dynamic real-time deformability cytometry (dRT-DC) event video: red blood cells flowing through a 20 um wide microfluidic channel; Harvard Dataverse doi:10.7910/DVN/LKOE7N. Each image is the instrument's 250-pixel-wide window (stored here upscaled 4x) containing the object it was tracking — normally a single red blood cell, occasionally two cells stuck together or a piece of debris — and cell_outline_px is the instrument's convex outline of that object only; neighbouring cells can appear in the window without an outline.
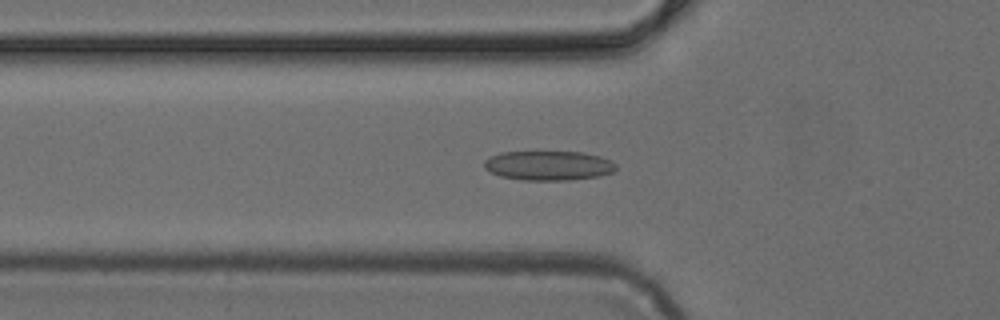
{"species": "common noctule bat (a hibernating species)", "species_latin": "Nyctalus noctula", "temperature_condition": "cold", "stored_images_in_passage": 43, "camera_frame_rate_fps": 3000, "um_per_image_px": 0.085, "animal": {"sex": "female", "body_mass_g": 24.6, "forearm_length_mm": 56.2}, "frame": {"image": 1, "passage_image": 11, "time_ms": 3.333, "image_size_px": [1000, 320], "cell_outline_px": [[616, 168], [612, 172], [600, 176], [568, 180], [520, 180], [500, 176], [484, 168], [484, 160], [500, 152], [584, 152], [600, 156], [612, 160], [616, 164]], "centroid_in_image_um": [46.64, 14.07], "position_along_channel_um": 79.2, "area_um2": 22.72}}
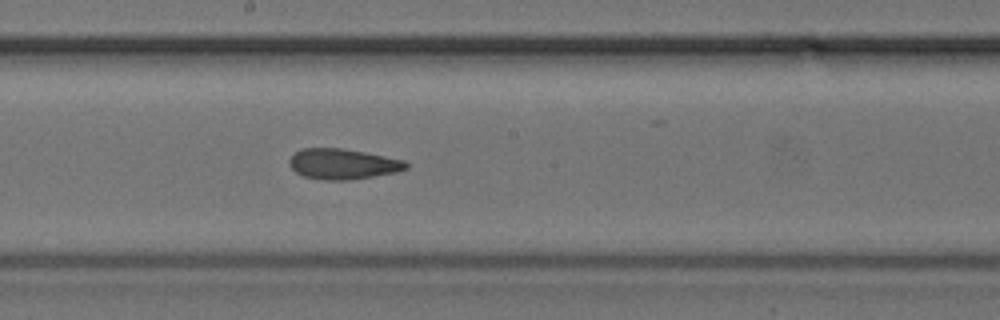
{"frame": {"image": 2, "passage_image": 21, "time_ms": 6.667, "image_size_px": [1000, 320], "cell_outline_px": [[408, 168], [396, 172], [348, 180], [324, 180], [304, 176], [296, 172], [288, 164], [288, 160], [300, 148], [340, 148], [364, 152], [404, 160], [408, 164]], "centroid_in_image_um": [29.11, 13.93], "position_along_channel_um": 219.1, "area_um2": 20.58}}
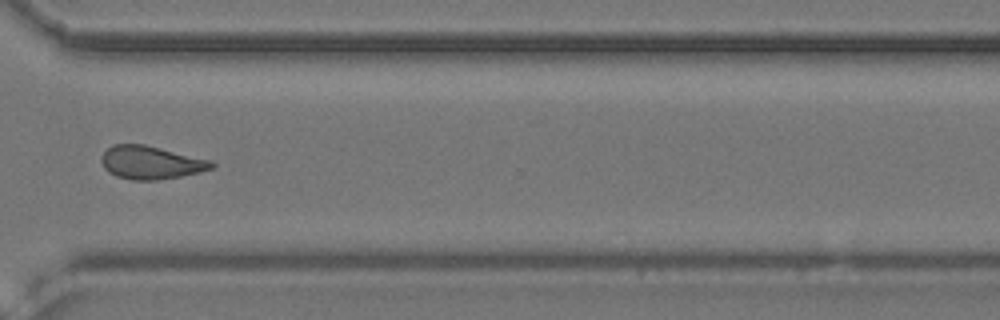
{"frame": {"image": 3, "passage_image": 31, "time_ms": 10.0, "image_size_px": [1000, 320], "cell_outline_px": [[216, 164], [212, 168], [200, 172], [180, 176], [156, 180], [132, 180], [116, 176], [108, 172], [104, 168], [100, 160], [100, 156], [112, 144], [144, 144], [212, 160]], "centroid_in_image_um": [12.81, 13.81], "position_along_channel_um": 357.8, "area_um2": 21.39}}